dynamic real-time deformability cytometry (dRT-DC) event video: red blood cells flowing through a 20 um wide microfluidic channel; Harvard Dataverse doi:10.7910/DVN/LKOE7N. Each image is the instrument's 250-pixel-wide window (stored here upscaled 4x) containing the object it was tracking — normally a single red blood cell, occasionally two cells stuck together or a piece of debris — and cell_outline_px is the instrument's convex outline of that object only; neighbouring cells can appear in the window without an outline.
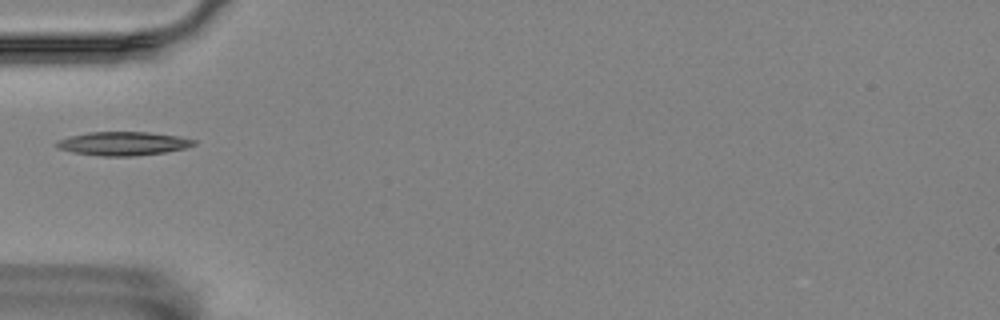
{"species": "Egyptian fruit bat (a non-hibernating species)", "species_latin": "Rousettus aegyptiacus", "temperature_condition": "room temperature", "stored_images_in_passage": 6, "camera_frame_rate_fps": 3000, "um_per_image_px": 0.085, "animal": {"sex": "female"}, "frame": {"image": 1, "passage_image": 1, "time_ms": 0.0, "image_size_px": [1000, 320], "cell_outline_px": [[196, 144], [184, 148], [164, 152], [136, 156], [100, 156], [72, 152], [56, 148], [56, 140], [88, 132], [148, 132], [176, 136], [196, 140]], "centroid_in_image_um": [10.43, 12.2], "position_along_channel_um": 74.6, "area_um2": 18.84}}